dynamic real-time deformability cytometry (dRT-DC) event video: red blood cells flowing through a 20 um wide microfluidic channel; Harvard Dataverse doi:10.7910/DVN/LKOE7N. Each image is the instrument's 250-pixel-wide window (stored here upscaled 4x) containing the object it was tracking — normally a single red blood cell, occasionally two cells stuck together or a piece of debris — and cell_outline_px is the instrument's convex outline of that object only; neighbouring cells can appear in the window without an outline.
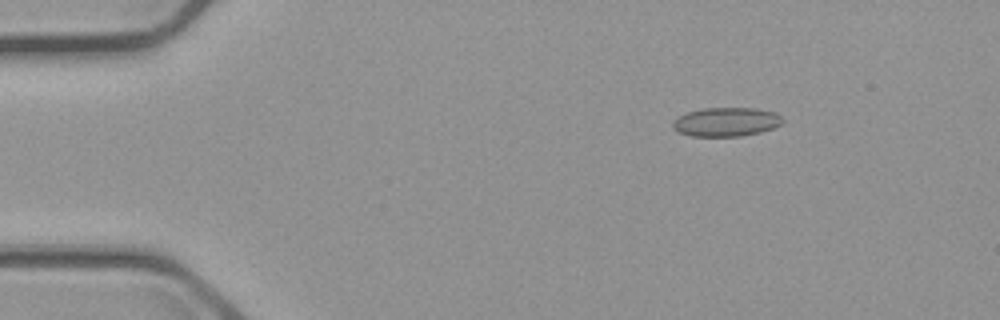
{"species": "common noctule bat (a hibernating species)", "species_latin": "Nyctalus noctula", "temperature_condition": "cold", "stored_images_in_passage": 4, "camera_frame_rate_fps": 3000, "um_per_image_px": 0.085, "animal": {"sex": "male", "body_mass_g": 23.1, "forearm_length_mm": 52.7}, "frame": {"image": 1, "passage_image": 2, "time_ms": 1.0, "image_size_px": [1000, 320], "cell_outline_px": [[784, 120], [780, 124], [772, 128], [760, 132], [740, 136], [692, 136], [680, 132], [672, 128], [672, 120], [688, 112], [704, 108], [756, 108], [776, 112]], "centroid_in_image_um": [61.72, 10.35], "position_along_channel_um": 23.3, "area_um2": 18.44}}